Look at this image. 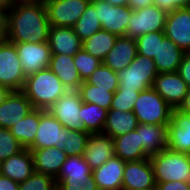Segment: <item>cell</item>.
Here are the masks:
<instances>
[{"label": "cell", "mask_w": 190, "mask_h": 190, "mask_svg": "<svg viewBox=\"0 0 190 190\" xmlns=\"http://www.w3.org/2000/svg\"><path fill=\"white\" fill-rule=\"evenodd\" d=\"M125 161L113 156L92 171L98 190H122Z\"/></svg>", "instance_id": "obj_20"}, {"label": "cell", "mask_w": 190, "mask_h": 190, "mask_svg": "<svg viewBox=\"0 0 190 190\" xmlns=\"http://www.w3.org/2000/svg\"><path fill=\"white\" fill-rule=\"evenodd\" d=\"M97 11L102 30L116 36H126L127 24L132 8L129 6H113L104 0H91Z\"/></svg>", "instance_id": "obj_10"}, {"label": "cell", "mask_w": 190, "mask_h": 190, "mask_svg": "<svg viewBox=\"0 0 190 190\" xmlns=\"http://www.w3.org/2000/svg\"><path fill=\"white\" fill-rule=\"evenodd\" d=\"M8 10L0 6V42L7 39Z\"/></svg>", "instance_id": "obj_46"}, {"label": "cell", "mask_w": 190, "mask_h": 190, "mask_svg": "<svg viewBox=\"0 0 190 190\" xmlns=\"http://www.w3.org/2000/svg\"><path fill=\"white\" fill-rule=\"evenodd\" d=\"M137 90H129L124 87H118L114 92L110 109L120 110L122 112L133 111L136 98L139 95Z\"/></svg>", "instance_id": "obj_38"}, {"label": "cell", "mask_w": 190, "mask_h": 190, "mask_svg": "<svg viewBox=\"0 0 190 190\" xmlns=\"http://www.w3.org/2000/svg\"><path fill=\"white\" fill-rule=\"evenodd\" d=\"M73 62L79 72L82 82L86 81L90 75L102 64V61L93 57L81 48L74 56Z\"/></svg>", "instance_id": "obj_37"}, {"label": "cell", "mask_w": 190, "mask_h": 190, "mask_svg": "<svg viewBox=\"0 0 190 190\" xmlns=\"http://www.w3.org/2000/svg\"><path fill=\"white\" fill-rule=\"evenodd\" d=\"M153 3L167 13L179 8H190V0H153Z\"/></svg>", "instance_id": "obj_42"}, {"label": "cell", "mask_w": 190, "mask_h": 190, "mask_svg": "<svg viewBox=\"0 0 190 190\" xmlns=\"http://www.w3.org/2000/svg\"><path fill=\"white\" fill-rule=\"evenodd\" d=\"M18 57L23 67V73L27 77L49 68L51 50L48 41L42 43H14Z\"/></svg>", "instance_id": "obj_12"}, {"label": "cell", "mask_w": 190, "mask_h": 190, "mask_svg": "<svg viewBox=\"0 0 190 190\" xmlns=\"http://www.w3.org/2000/svg\"><path fill=\"white\" fill-rule=\"evenodd\" d=\"M40 123V109L34 108L24 119L9 128L23 148H29L35 140Z\"/></svg>", "instance_id": "obj_30"}, {"label": "cell", "mask_w": 190, "mask_h": 190, "mask_svg": "<svg viewBox=\"0 0 190 190\" xmlns=\"http://www.w3.org/2000/svg\"><path fill=\"white\" fill-rule=\"evenodd\" d=\"M164 34L187 53L190 50V8H179L168 12Z\"/></svg>", "instance_id": "obj_15"}, {"label": "cell", "mask_w": 190, "mask_h": 190, "mask_svg": "<svg viewBox=\"0 0 190 190\" xmlns=\"http://www.w3.org/2000/svg\"><path fill=\"white\" fill-rule=\"evenodd\" d=\"M68 89L49 68L29 75L22 92L36 109L48 110Z\"/></svg>", "instance_id": "obj_2"}, {"label": "cell", "mask_w": 190, "mask_h": 190, "mask_svg": "<svg viewBox=\"0 0 190 190\" xmlns=\"http://www.w3.org/2000/svg\"><path fill=\"white\" fill-rule=\"evenodd\" d=\"M92 177V170L83 156H67L56 183H85Z\"/></svg>", "instance_id": "obj_28"}, {"label": "cell", "mask_w": 190, "mask_h": 190, "mask_svg": "<svg viewBox=\"0 0 190 190\" xmlns=\"http://www.w3.org/2000/svg\"><path fill=\"white\" fill-rule=\"evenodd\" d=\"M147 190H157V189H156V187H154V188H150V189H147Z\"/></svg>", "instance_id": "obj_55"}, {"label": "cell", "mask_w": 190, "mask_h": 190, "mask_svg": "<svg viewBox=\"0 0 190 190\" xmlns=\"http://www.w3.org/2000/svg\"><path fill=\"white\" fill-rule=\"evenodd\" d=\"M179 75L190 88V55L185 54L178 68Z\"/></svg>", "instance_id": "obj_45"}, {"label": "cell", "mask_w": 190, "mask_h": 190, "mask_svg": "<svg viewBox=\"0 0 190 190\" xmlns=\"http://www.w3.org/2000/svg\"><path fill=\"white\" fill-rule=\"evenodd\" d=\"M91 0L44 1L50 26L73 27Z\"/></svg>", "instance_id": "obj_11"}, {"label": "cell", "mask_w": 190, "mask_h": 190, "mask_svg": "<svg viewBox=\"0 0 190 190\" xmlns=\"http://www.w3.org/2000/svg\"><path fill=\"white\" fill-rule=\"evenodd\" d=\"M114 156L120 157L125 162L139 161L150 157L144 151L136 130L114 138Z\"/></svg>", "instance_id": "obj_27"}, {"label": "cell", "mask_w": 190, "mask_h": 190, "mask_svg": "<svg viewBox=\"0 0 190 190\" xmlns=\"http://www.w3.org/2000/svg\"><path fill=\"white\" fill-rule=\"evenodd\" d=\"M81 42L85 41L102 29L94 5L90 2L84 13L73 26Z\"/></svg>", "instance_id": "obj_33"}, {"label": "cell", "mask_w": 190, "mask_h": 190, "mask_svg": "<svg viewBox=\"0 0 190 190\" xmlns=\"http://www.w3.org/2000/svg\"><path fill=\"white\" fill-rule=\"evenodd\" d=\"M172 110L152 87L139 93L133 107V113L141 124H169Z\"/></svg>", "instance_id": "obj_4"}, {"label": "cell", "mask_w": 190, "mask_h": 190, "mask_svg": "<svg viewBox=\"0 0 190 190\" xmlns=\"http://www.w3.org/2000/svg\"><path fill=\"white\" fill-rule=\"evenodd\" d=\"M48 43L51 54L74 56L82 48V42L73 27L50 26Z\"/></svg>", "instance_id": "obj_24"}, {"label": "cell", "mask_w": 190, "mask_h": 190, "mask_svg": "<svg viewBox=\"0 0 190 190\" xmlns=\"http://www.w3.org/2000/svg\"><path fill=\"white\" fill-rule=\"evenodd\" d=\"M34 163V171L57 178L67 155L64 149L54 147L29 149Z\"/></svg>", "instance_id": "obj_22"}, {"label": "cell", "mask_w": 190, "mask_h": 190, "mask_svg": "<svg viewBox=\"0 0 190 190\" xmlns=\"http://www.w3.org/2000/svg\"><path fill=\"white\" fill-rule=\"evenodd\" d=\"M43 2L44 0H12L13 7L16 5L39 4Z\"/></svg>", "instance_id": "obj_50"}, {"label": "cell", "mask_w": 190, "mask_h": 190, "mask_svg": "<svg viewBox=\"0 0 190 190\" xmlns=\"http://www.w3.org/2000/svg\"><path fill=\"white\" fill-rule=\"evenodd\" d=\"M185 54L172 40L165 37L164 31H158V49L153 58L158 73L177 72Z\"/></svg>", "instance_id": "obj_19"}, {"label": "cell", "mask_w": 190, "mask_h": 190, "mask_svg": "<svg viewBox=\"0 0 190 190\" xmlns=\"http://www.w3.org/2000/svg\"><path fill=\"white\" fill-rule=\"evenodd\" d=\"M118 36L106 30H100L82 42V48L93 57L103 61L113 48Z\"/></svg>", "instance_id": "obj_31"}, {"label": "cell", "mask_w": 190, "mask_h": 190, "mask_svg": "<svg viewBox=\"0 0 190 190\" xmlns=\"http://www.w3.org/2000/svg\"><path fill=\"white\" fill-rule=\"evenodd\" d=\"M132 10H139L153 5V0H127Z\"/></svg>", "instance_id": "obj_48"}, {"label": "cell", "mask_w": 190, "mask_h": 190, "mask_svg": "<svg viewBox=\"0 0 190 190\" xmlns=\"http://www.w3.org/2000/svg\"><path fill=\"white\" fill-rule=\"evenodd\" d=\"M0 190H19V183L0 174Z\"/></svg>", "instance_id": "obj_47"}, {"label": "cell", "mask_w": 190, "mask_h": 190, "mask_svg": "<svg viewBox=\"0 0 190 190\" xmlns=\"http://www.w3.org/2000/svg\"><path fill=\"white\" fill-rule=\"evenodd\" d=\"M90 133L84 130H67L64 151L67 156H83Z\"/></svg>", "instance_id": "obj_36"}, {"label": "cell", "mask_w": 190, "mask_h": 190, "mask_svg": "<svg viewBox=\"0 0 190 190\" xmlns=\"http://www.w3.org/2000/svg\"><path fill=\"white\" fill-rule=\"evenodd\" d=\"M31 150L23 148L20 152L1 161L0 174L21 183L34 173Z\"/></svg>", "instance_id": "obj_23"}, {"label": "cell", "mask_w": 190, "mask_h": 190, "mask_svg": "<svg viewBox=\"0 0 190 190\" xmlns=\"http://www.w3.org/2000/svg\"><path fill=\"white\" fill-rule=\"evenodd\" d=\"M139 133L140 143L149 155L161 152L168 146V124L154 125L141 124L136 128Z\"/></svg>", "instance_id": "obj_25"}, {"label": "cell", "mask_w": 190, "mask_h": 190, "mask_svg": "<svg viewBox=\"0 0 190 190\" xmlns=\"http://www.w3.org/2000/svg\"><path fill=\"white\" fill-rule=\"evenodd\" d=\"M107 1L109 4L113 6H128V1L127 0H104Z\"/></svg>", "instance_id": "obj_51"}, {"label": "cell", "mask_w": 190, "mask_h": 190, "mask_svg": "<svg viewBox=\"0 0 190 190\" xmlns=\"http://www.w3.org/2000/svg\"><path fill=\"white\" fill-rule=\"evenodd\" d=\"M49 28L44 2L16 5L8 10L7 40L12 43L47 42Z\"/></svg>", "instance_id": "obj_1"}, {"label": "cell", "mask_w": 190, "mask_h": 190, "mask_svg": "<svg viewBox=\"0 0 190 190\" xmlns=\"http://www.w3.org/2000/svg\"><path fill=\"white\" fill-rule=\"evenodd\" d=\"M10 90L6 87L0 89V105L4 102L6 96L9 94Z\"/></svg>", "instance_id": "obj_52"}, {"label": "cell", "mask_w": 190, "mask_h": 190, "mask_svg": "<svg viewBox=\"0 0 190 190\" xmlns=\"http://www.w3.org/2000/svg\"><path fill=\"white\" fill-rule=\"evenodd\" d=\"M152 88L173 108H179L188 92V85L178 72L158 73Z\"/></svg>", "instance_id": "obj_14"}, {"label": "cell", "mask_w": 190, "mask_h": 190, "mask_svg": "<svg viewBox=\"0 0 190 190\" xmlns=\"http://www.w3.org/2000/svg\"><path fill=\"white\" fill-rule=\"evenodd\" d=\"M166 17L167 12L154 4L143 9L132 10L126 36L137 39L146 33L164 31Z\"/></svg>", "instance_id": "obj_7"}, {"label": "cell", "mask_w": 190, "mask_h": 190, "mask_svg": "<svg viewBox=\"0 0 190 190\" xmlns=\"http://www.w3.org/2000/svg\"><path fill=\"white\" fill-rule=\"evenodd\" d=\"M57 190H98L94 177L85 183H58Z\"/></svg>", "instance_id": "obj_43"}, {"label": "cell", "mask_w": 190, "mask_h": 190, "mask_svg": "<svg viewBox=\"0 0 190 190\" xmlns=\"http://www.w3.org/2000/svg\"><path fill=\"white\" fill-rule=\"evenodd\" d=\"M23 149L9 129L0 127V160L8 159Z\"/></svg>", "instance_id": "obj_40"}, {"label": "cell", "mask_w": 190, "mask_h": 190, "mask_svg": "<svg viewBox=\"0 0 190 190\" xmlns=\"http://www.w3.org/2000/svg\"><path fill=\"white\" fill-rule=\"evenodd\" d=\"M0 6L9 10L13 7L12 0H0Z\"/></svg>", "instance_id": "obj_53"}, {"label": "cell", "mask_w": 190, "mask_h": 190, "mask_svg": "<svg viewBox=\"0 0 190 190\" xmlns=\"http://www.w3.org/2000/svg\"><path fill=\"white\" fill-rule=\"evenodd\" d=\"M86 82L101 89H108L109 92H115L119 85L117 72L103 63L90 75Z\"/></svg>", "instance_id": "obj_35"}, {"label": "cell", "mask_w": 190, "mask_h": 190, "mask_svg": "<svg viewBox=\"0 0 190 190\" xmlns=\"http://www.w3.org/2000/svg\"><path fill=\"white\" fill-rule=\"evenodd\" d=\"M157 74L153 59L137 54L128 67L117 72L118 87L142 92L153 86Z\"/></svg>", "instance_id": "obj_5"}, {"label": "cell", "mask_w": 190, "mask_h": 190, "mask_svg": "<svg viewBox=\"0 0 190 190\" xmlns=\"http://www.w3.org/2000/svg\"><path fill=\"white\" fill-rule=\"evenodd\" d=\"M67 129L47 110L40 109V123L34 143L28 149L56 147L63 149Z\"/></svg>", "instance_id": "obj_9"}, {"label": "cell", "mask_w": 190, "mask_h": 190, "mask_svg": "<svg viewBox=\"0 0 190 190\" xmlns=\"http://www.w3.org/2000/svg\"><path fill=\"white\" fill-rule=\"evenodd\" d=\"M137 55L136 40L128 36H118L113 48L102 61L114 72L128 67Z\"/></svg>", "instance_id": "obj_21"}, {"label": "cell", "mask_w": 190, "mask_h": 190, "mask_svg": "<svg viewBox=\"0 0 190 190\" xmlns=\"http://www.w3.org/2000/svg\"><path fill=\"white\" fill-rule=\"evenodd\" d=\"M78 91L82 102L96 104L107 110L110 109L114 92L88 84L86 81L80 84Z\"/></svg>", "instance_id": "obj_34"}, {"label": "cell", "mask_w": 190, "mask_h": 190, "mask_svg": "<svg viewBox=\"0 0 190 190\" xmlns=\"http://www.w3.org/2000/svg\"><path fill=\"white\" fill-rule=\"evenodd\" d=\"M34 109L22 91H10L0 105V127L9 129Z\"/></svg>", "instance_id": "obj_17"}, {"label": "cell", "mask_w": 190, "mask_h": 190, "mask_svg": "<svg viewBox=\"0 0 190 190\" xmlns=\"http://www.w3.org/2000/svg\"><path fill=\"white\" fill-rule=\"evenodd\" d=\"M114 156V139L104 133H90L83 158L95 170Z\"/></svg>", "instance_id": "obj_18"}, {"label": "cell", "mask_w": 190, "mask_h": 190, "mask_svg": "<svg viewBox=\"0 0 190 190\" xmlns=\"http://www.w3.org/2000/svg\"><path fill=\"white\" fill-rule=\"evenodd\" d=\"M157 190H190V182L169 181L156 184Z\"/></svg>", "instance_id": "obj_44"}, {"label": "cell", "mask_w": 190, "mask_h": 190, "mask_svg": "<svg viewBox=\"0 0 190 190\" xmlns=\"http://www.w3.org/2000/svg\"><path fill=\"white\" fill-rule=\"evenodd\" d=\"M19 190H57V183L52 176L34 172L19 183Z\"/></svg>", "instance_id": "obj_39"}, {"label": "cell", "mask_w": 190, "mask_h": 190, "mask_svg": "<svg viewBox=\"0 0 190 190\" xmlns=\"http://www.w3.org/2000/svg\"><path fill=\"white\" fill-rule=\"evenodd\" d=\"M167 136L169 150L190 154V114L173 109Z\"/></svg>", "instance_id": "obj_16"}, {"label": "cell", "mask_w": 190, "mask_h": 190, "mask_svg": "<svg viewBox=\"0 0 190 190\" xmlns=\"http://www.w3.org/2000/svg\"><path fill=\"white\" fill-rule=\"evenodd\" d=\"M178 109L184 113L190 114V88L188 89V92L185 95L183 103L179 106Z\"/></svg>", "instance_id": "obj_49"}, {"label": "cell", "mask_w": 190, "mask_h": 190, "mask_svg": "<svg viewBox=\"0 0 190 190\" xmlns=\"http://www.w3.org/2000/svg\"><path fill=\"white\" fill-rule=\"evenodd\" d=\"M149 159L153 166L156 184L169 181L190 182V154L165 148L151 155Z\"/></svg>", "instance_id": "obj_3"}, {"label": "cell", "mask_w": 190, "mask_h": 190, "mask_svg": "<svg viewBox=\"0 0 190 190\" xmlns=\"http://www.w3.org/2000/svg\"><path fill=\"white\" fill-rule=\"evenodd\" d=\"M44 1H64V0H44Z\"/></svg>", "instance_id": "obj_54"}, {"label": "cell", "mask_w": 190, "mask_h": 190, "mask_svg": "<svg viewBox=\"0 0 190 190\" xmlns=\"http://www.w3.org/2000/svg\"><path fill=\"white\" fill-rule=\"evenodd\" d=\"M26 76L14 43L7 39L0 42V84L10 91H21Z\"/></svg>", "instance_id": "obj_6"}, {"label": "cell", "mask_w": 190, "mask_h": 190, "mask_svg": "<svg viewBox=\"0 0 190 190\" xmlns=\"http://www.w3.org/2000/svg\"><path fill=\"white\" fill-rule=\"evenodd\" d=\"M135 40L137 54L153 59L158 49V31L146 33Z\"/></svg>", "instance_id": "obj_41"}, {"label": "cell", "mask_w": 190, "mask_h": 190, "mask_svg": "<svg viewBox=\"0 0 190 190\" xmlns=\"http://www.w3.org/2000/svg\"><path fill=\"white\" fill-rule=\"evenodd\" d=\"M82 103L78 90H67L47 111L67 130H84L80 120Z\"/></svg>", "instance_id": "obj_8"}, {"label": "cell", "mask_w": 190, "mask_h": 190, "mask_svg": "<svg viewBox=\"0 0 190 190\" xmlns=\"http://www.w3.org/2000/svg\"><path fill=\"white\" fill-rule=\"evenodd\" d=\"M49 69L56 74L68 90L79 89L82 81L73 62V56L51 54Z\"/></svg>", "instance_id": "obj_26"}, {"label": "cell", "mask_w": 190, "mask_h": 190, "mask_svg": "<svg viewBox=\"0 0 190 190\" xmlns=\"http://www.w3.org/2000/svg\"><path fill=\"white\" fill-rule=\"evenodd\" d=\"M138 125V119L133 111L122 112L109 109L102 133L114 139L120 135L135 131Z\"/></svg>", "instance_id": "obj_29"}, {"label": "cell", "mask_w": 190, "mask_h": 190, "mask_svg": "<svg viewBox=\"0 0 190 190\" xmlns=\"http://www.w3.org/2000/svg\"><path fill=\"white\" fill-rule=\"evenodd\" d=\"M154 187L156 181L149 158L125 163L122 190H147Z\"/></svg>", "instance_id": "obj_13"}, {"label": "cell", "mask_w": 190, "mask_h": 190, "mask_svg": "<svg viewBox=\"0 0 190 190\" xmlns=\"http://www.w3.org/2000/svg\"><path fill=\"white\" fill-rule=\"evenodd\" d=\"M107 113L108 110L101 108L99 105L83 102L80 120L84 131L102 133Z\"/></svg>", "instance_id": "obj_32"}]
</instances>
